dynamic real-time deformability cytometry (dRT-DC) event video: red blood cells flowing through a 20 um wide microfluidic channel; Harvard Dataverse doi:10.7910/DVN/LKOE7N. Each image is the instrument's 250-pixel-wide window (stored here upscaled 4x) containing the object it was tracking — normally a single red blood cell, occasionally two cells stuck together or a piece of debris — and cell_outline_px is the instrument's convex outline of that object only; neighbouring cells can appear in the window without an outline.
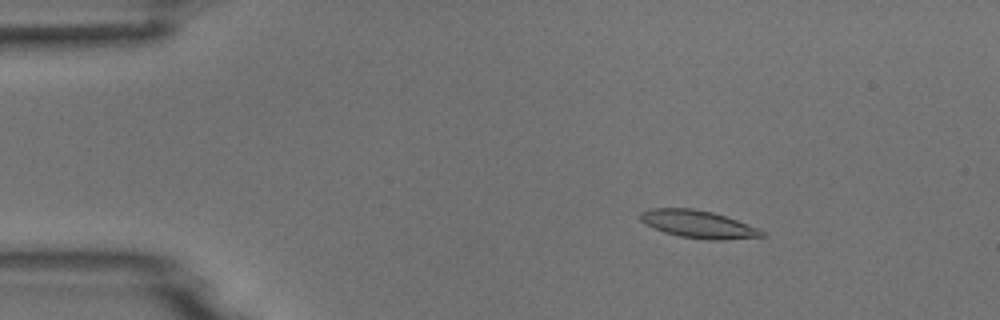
{"species": "common noctule bat (a hibernating species)", "species_latin": "Nyctalus noctula", "temperature_condition": "room temperature", "stored_images_in_passage": 52, "camera_frame_rate_fps": 3000, "um_per_image_px": 0.085, "animal": {"sex": "male", "body_mass_g": 18.8}, "frame": {"image": 1, "passage_image": 7, "time_ms": 2.0, "image_size_px": [1000, 320], "cell_outline_px": [[768, 236], [720, 240], [708, 240], [680, 236], [664, 232], [640, 220], [640, 212], [652, 208], [692, 208], [712, 212], [736, 220], [768, 232]], "centroid_in_image_um": [59.39, 19.06], "position_along_channel_um": 25.6, "area_um2": 19.36}}
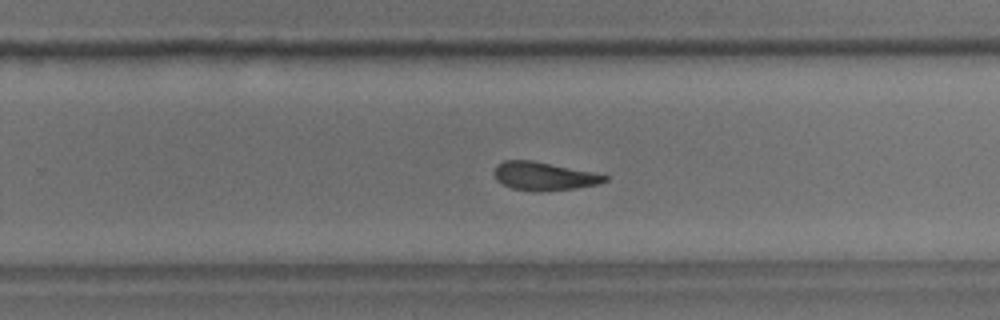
{"frame": {"image": 2, "passage_image": 33, "time_ms": 10.667, "image_size_px": [1000, 320], "cell_outline_px": [[608, 180], [600, 184], [576, 188], [540, 192], [532, 192], [512, 188], [496, 180], [496, 164], [504, 160], [532, 160], [592, 172], [608, 176]], "centroid_in_image_um": [46.25, 14.98], "position_along_channel_um": 283.6, "area_um2": 18.21}}
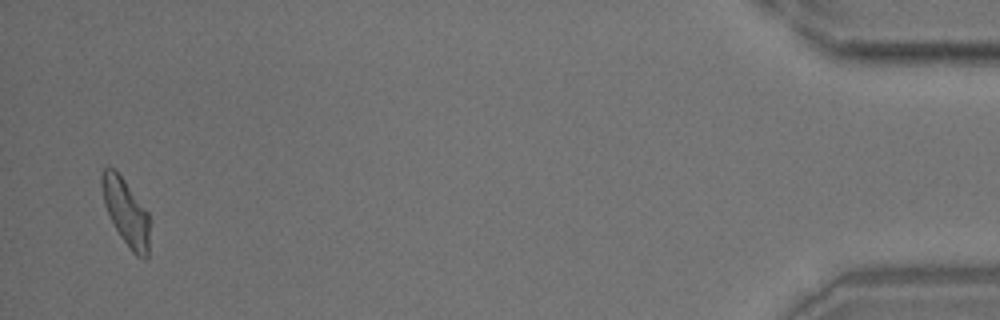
{"frame": {"image": 3, "passage_image": 51, "time_ms": 16.667, "image_size_px": [1000, 320], "cell_outline_px": [[148, 256], [144, 260], [136, 256], [132, 252], [120, 236], [104, 204], [100, 184], [100, 176], [104, 168], [116, 168], [148, 212]], "centroid_in_image_um": [10.68, 18.0], "position_along_channel_um": 424.5, "area_um2": 18.44}}